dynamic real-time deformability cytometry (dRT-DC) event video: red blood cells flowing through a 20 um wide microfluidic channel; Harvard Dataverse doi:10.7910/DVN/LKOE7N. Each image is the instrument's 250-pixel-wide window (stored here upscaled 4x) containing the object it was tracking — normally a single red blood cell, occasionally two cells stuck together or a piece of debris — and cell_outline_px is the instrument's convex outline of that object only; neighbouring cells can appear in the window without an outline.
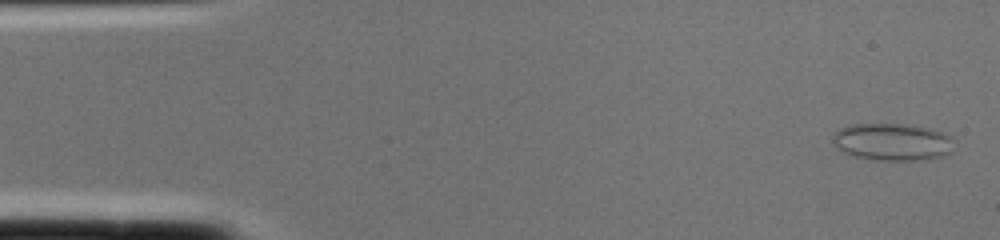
{"species": "common noctule bat (a hibernating species)", "species_latin": "Nyctalus noctula", "temperature_condition": "cold", "stored_images_in_passage": 2, "camera_frame_rate_fps": 3000, "um_per_image_px": 0.085, "animal": {"sex": "female", "body_mass_g": 22.0, "forearm_length_mm": 56.7}, "frame": {"image": 1, "passage_image": 1, "time_ms": 0.0, "image_size_px": [1000, 240], "cell_outline_px": [[952, 136], [948, 152], [944, 156], [920, 160], [872, 160], [856, 156], [844, 152], [836, 148], [832, 140], [832, 136], [840, 128], [852, 124], [904, 124], [928, 128]], "centroid_in_image_um": [75.79, 12.06], "position_along_channel_um": 9.2, "area_um2": 26.07}}
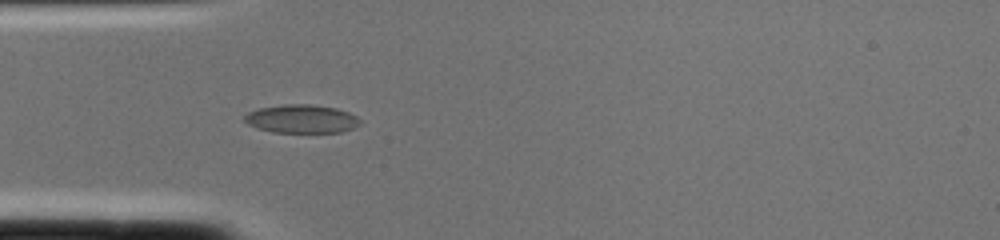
{"frame": {"image": 2, "passage_image": 2, "time_ms": 0.333, "image_size_px": [1000, 240], "cell_outline_px": [[360, 124], [352, 128], [340, 132], [272, 132], [256, 128], [248, 124], [244, 120], [244, 116], [248, 112], [260, 108], [284, 104], [308, 104], [336, 108], [348, 112], [356, 116], [360, 120]], "centroid_in_image_um": [25.61, 10.1], "position_along_channel_um": 59.4, "area_um2": 19.02}}